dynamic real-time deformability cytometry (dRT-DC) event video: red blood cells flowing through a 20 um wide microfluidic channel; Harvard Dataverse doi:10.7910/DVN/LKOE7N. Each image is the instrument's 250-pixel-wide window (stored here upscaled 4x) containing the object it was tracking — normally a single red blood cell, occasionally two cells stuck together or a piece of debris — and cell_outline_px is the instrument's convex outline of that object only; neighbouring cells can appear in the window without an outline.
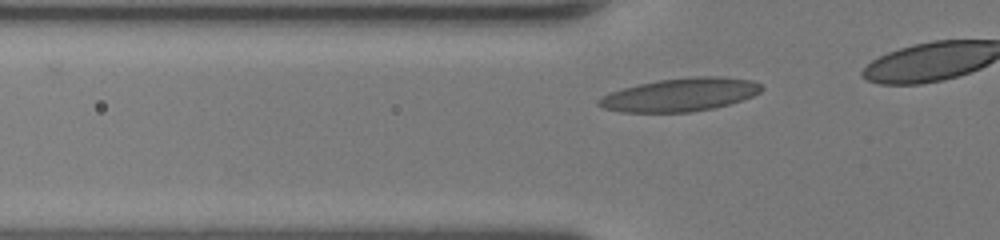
{"species": "human", "species_latin": "Homo sapiens", "temperature_condition": "room temperature", "stored_images_in_passage": 10, "camera_frame_rate_fps": 3000, "um_per_image_px": 0.085, "donor": {"sex": "female"}, "frame": {"image": 1, "passage_image": 4, "time_ms": 1.0, "image_size_px": [1000, 240], "cell_outline_px": [[764, 88], [760, 92], [752, 96], [728, 104], [712, 108], [688, 112], [620, 112], [604, 108], [596, 104], [596, 100], [600, 96], [636, 84], [660, 80], [696, 76], [724, 76], [752, 80], [760, 84]], "centroid_in_image_um": [57.8, 8.04], "position_along_channel_um": 68.0, "area_um2": 31.44}}
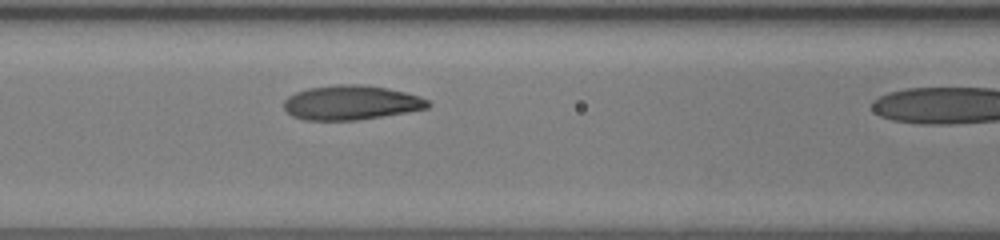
{"frame": {"image": 2, "passage_image": 9, "time_ms": 2.667, "image_size_px": [1000, 240], "cell_outline_px": [[432, 104], [428, 108], [356, 120], [304, 120], [292, 116], [284, 108], [284, 100], [288, 96], [296, 92], [308, 88], [336, 84], [364, 84], [388, 88], [420, 96], [428, 100]], "centroid_in_image_um": [29.83, 8.71], "position_along_channel_um": 136.8, "area_um2": 28.9}}